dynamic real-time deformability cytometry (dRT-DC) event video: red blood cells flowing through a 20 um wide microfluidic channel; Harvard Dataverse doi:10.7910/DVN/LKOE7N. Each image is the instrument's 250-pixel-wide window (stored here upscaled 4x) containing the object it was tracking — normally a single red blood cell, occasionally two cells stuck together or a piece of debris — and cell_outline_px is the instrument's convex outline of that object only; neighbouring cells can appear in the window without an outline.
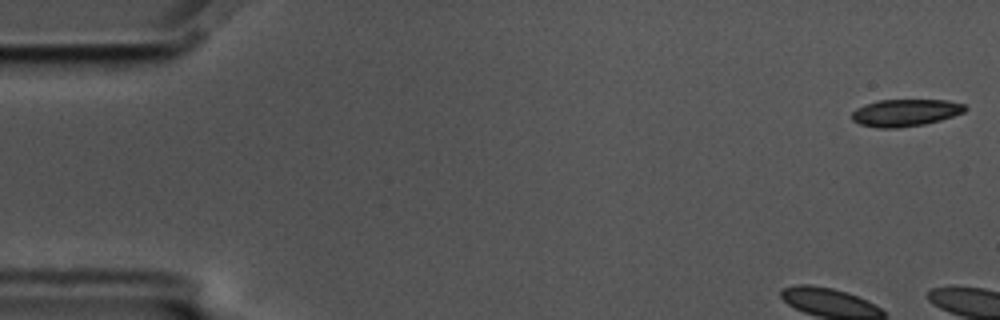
{"species": "common noctule bat (a hibernating species)", "species_latin": "Nyctalus noctula", "temperature_condition": "cold", "stored_images_in_passage": 5, "camera_frame_rate_fps": 3000, "um_per_image_px": 0.085, "animal": {"sex": "male", "body_mass_g": 17.5, "forearm_length_mm": 52.3}, "frame": {"image": 1, "passage_image": 1, "time_ms": 0.0, "image_size_px": [1000, 320], "cell_outline_px": [[968, 108], [964, 112], [940, 120], [924, 124], [900, 128], [876, 128], [860, 124], [852, 120], [852, 112], [856, 108], [864, 104], [876, 100], [948, 100], [964, 104]], "centroid_in_image_um": [76.93, 9.58], "position_along_channel_um": 8.1, "area_um2": 18.03}}